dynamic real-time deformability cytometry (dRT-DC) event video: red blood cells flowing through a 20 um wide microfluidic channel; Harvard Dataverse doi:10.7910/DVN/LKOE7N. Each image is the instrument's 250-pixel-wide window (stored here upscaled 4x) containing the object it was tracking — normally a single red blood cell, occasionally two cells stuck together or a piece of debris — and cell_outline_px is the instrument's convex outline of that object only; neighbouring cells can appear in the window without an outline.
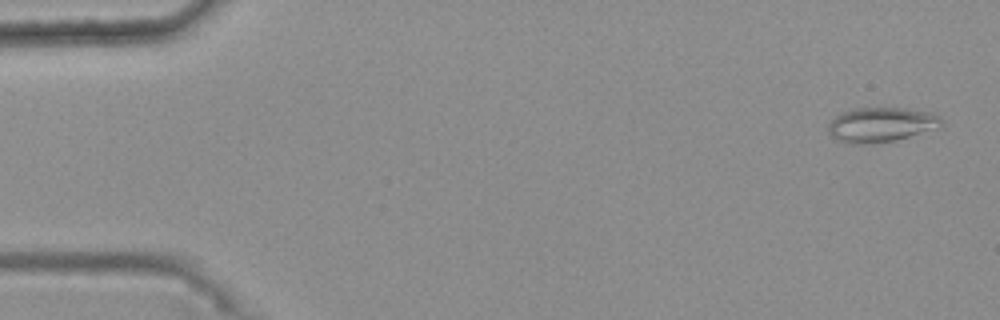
{"species": "common noctule bat (a hibernating species)", "species_latin": "Nyctalus noctula", "temperature_condition": "warm", "stored_images_in_passage": 48, "camera_frame_rate_fps": 3000, "um_per_image_px": 0.085, "animal": {"sex": "female", "body_mass_g": 25.1}, "frame": {"image": 1, "passage_image": 2, "time_ms": 0.333, "image_size_px": [1000, 320], "cell_outline_px": [[940, 124], [908, 136], [896, 140], [872, 144], [844, 144], [836, 140], [828, 132], [828, 124], [836, 116], [852, 108], [904, 108], [932, 112], [940, 116]], "centroid_in_image_um": [74.78, 10.6], "position_along_channel_um": 10.2, "area_um2": 22.54}}
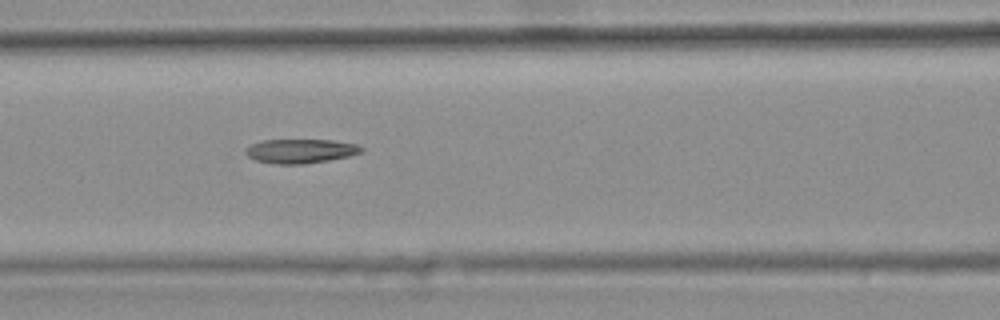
{"frame": {"image": 2, "passage_image": 23, "time_ms": 7.333, "image_size_px": [1000, 320], "cell_outline_px": [[364, 152], [348, 156], [328, 160], [304, 164], [276, 164], [256, 160], [248, 156], [244, 152], [244, 148], [260, 140], [332, 140], [356, 144], [364, 148]], "centroid_in_image_um": [25.53, 12.83], "position_along_channel_um": 141.1, "area_um2": 16.36}}
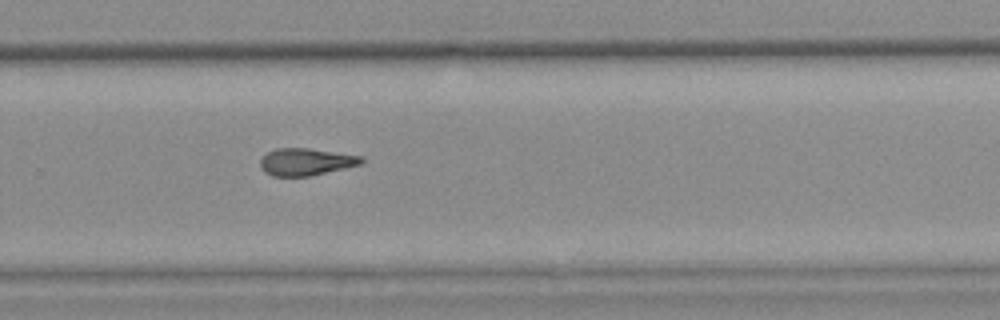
{"frame": {"image": 3, "passage_image": 36, "time_ms": 11.667, "image_size_px": [1000, 320], "cell_outline_px": [[364, 160], [360, 164], [344, 168], [308, 176], [272, 176], [264, 172], [260, 168], [260, 160], [268, 152], [276, 148], [308, 148], [364, 156]], "centroid_in_image_um": [25.98, 13.75], "position_along_channel_um": 303.8, "area_um2": 15.95}, "authors_computed_cell_mechanics": {"area_um2": 16.5308, "velocity_mm_per_s": 3.7669, "shape_relaxation_time_tau1_ms": null, "shape_relaxation_time_tau2_ms": 6.1356, "deformation_change_tau1": null, "deformation_change_tau2": 0.1658}}